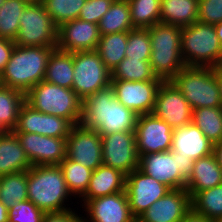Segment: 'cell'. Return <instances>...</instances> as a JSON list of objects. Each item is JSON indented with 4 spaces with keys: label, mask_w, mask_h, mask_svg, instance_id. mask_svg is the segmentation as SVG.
I'll return each mask as SVG.
<instances>
[{
    "label": "cell",
    "mask_w": 222,
    "mask_h": 222,
    "mask_svg": "<svg viewBox=\"0 0 222 222\" xmlns=\"http://www.w3.org/2000/svg\"><path fill=\"white\" fill-rule=\"evenodd\" d=\"M136 115L116 98L111 85L87 96L82 101L80 124L100 135L135 131Z\"/></svg>",
    "instance_id": "6da1fadb"
},
{
    "label": "cell",
    "mask_w": 222,
    "mask_h": 222,
    "mask_svg": "<svg viewBox=\"0 0 222 222\" xmlns=\"http://www.w3.org/2000/svg\"><path fill=\"white\" fill-rule=\"evenodd\" d=\"M55 48L15 45L0 75V84L26 94L44 80L49 56Z\"/></svg>",
    "instance_id": "7a4b0ae2"
},
{
    "label": "cell",
    "mask_w": 222,
    "mask_h": 222,
    "mask_svg": "<svg viewBox=\"0 0 222 222\" xmlns=\"http://www.w3.org/2000/svg\"><path fill=\"white\" fill-rule=\"evenodd\" d=\"M27 192L28 200L45 213L71 209L65 205L72 195L59 165L32 166L28 169Z\"/></svg>",
    "instance_id": "3957f363"
},
{
    "label": "cell",
    "mask_w": 222,
    "mask_h": 222,
    "mask_svg": "<svg viewBox=\"0 0 222 222\" xmlns=\"http://www.w3.org/2000/svg\"><path fill=\"white\" fill-rule=\"evenodd\" d=\"M181 30L179 26L161 22L148 28L149 62L154 75L162 81H171L186 66L181 56Z\"/></svg>",
    "instance_id": "277c9868"
},
{
    "label": "cell",
    "mask_w": 222,
    "mask_h": 222,
    "mask_svg": "<svg viewBox=\"0 0 222 222\" xmlns=\"http://www.w3.org/2000/svg\"><path fill=\"white\" fill-rule=\"evenodd\" d=\"M25 101L39 112L68 119L80 124L82 100L72 90L40 81L25 94Z\"/></svg>",
    "instance_id": "5b68a950"
},
{
    "label": "cell",
    "mask_w": 222,
    "mask_h": 222,
    "mask_svg": "<svg viewBox=\"0 0 222 222\" xmlns=\"http://www.w3.org/2000/svg\"><path fill=\"white\" fill-rule=\"evenodd\" d=\"M194 109L222 107L214 67L185 66L171 80Z\"/></svg>",
    "instance_id": "8992f818"
},
{
    "label": "cell",
    "mask_w": 222,
    "mask_h": 222,
    "mask_svg": "<svg viewBox=\"0 0 222 222\" xmlns=\"http://www.w3.org/2000/svg\"><path fill=\"white\" fill-rule=\"evenodd\" d=\"M221 49L214 25L196 21L182 27L181 56L186 66L215 67Z\"/></svg>",
    "instance_id": "52a82bcc"
},
{
    "label": "cell",
    "mask_w": 222,
    "mask_h": 222,
    "mask_svg": "<svg viewBox=\"0 0 222 222\" xmlns=\"http://www.w3.org/2000/svg\"><path fill=\"white\" fill-rule=\"evenodd\" d=\"M194 160L178 152L162 151L139 155L138 169L173 189H185L192 174Z\"/></svg>",
    "instance_id": "ba28073f"
},
{
    "label": "cell",
    "mask_w": 222,
    "mask_h": 222,
    "mask_svg": "<svg viewBox=\"0 0 222 222\" xmlns=\"http://www.w3.org/2000/svg\"><path fill=\"white\" fill-rule=\"evenodd\" d=\"M18 46L56 47L57 30L42 2L29 3L19 17Z\"/></svg>",
    "instance_id": "9c48e42d"
},
{
    "label": "cell",
    "mask_w": 222,
    "mask_h": 222,
    "mask_svg": "<svg viewBox=\"0 0 222 222\" xmlns=\"http://www.w3.org/2000/svg\"><path fill=\"white\" fill-rule=\"evenodd\" d=\"M73 63L72 90L82 101L111 85V71L95 50L73 52Z\"/></svg>",
    "instance_id": "30bf717a"
},
{
    "label": "cell",
    "mask_w": 222,
    "mask_h": 222,
    "mask_svg": "<svg viewBox=\"0 0 222 222\" xmlns=\"http://www.w3.org/2000/svg\"><path fill=\"white\" fill-rule=\"evenodd\" d=\"M102 162L128 175L139 167L135 131L101 135Z\"/></svg>",
    "instance_id": "8fae6325"
},
{
    "label": "cell",
    "mask_w": 222,
    "mask_h": 222,
    "mask_svg": "<svg viewBox=\"0 0 222 222\" xmlns=\"http://www.w3.org/2000/svg\"><path fill=\"white\" fill-rule=\"evenodd\" d=\"M152 114L173 129L192 122V108L172 81H162L160 84Z\"/></svg>",
    "instance_id": "7c38bea8"
},
{
    "label": "cell",
    "mask_w": 222,
    "mask_h": 222,
    "mask_svg": "<svg viewBox=\"0 0 222 222\" xmlns=\"http://www.w3.org/2000/svg\"><path fill=\"white\" fill-rule=\"evenodd\" d=\"M66 157L91 170L102 162L101 135L82 124L73 125L66 138Z\"/></svg>",
    "instance_id": "4fadbf2b"
},
{
    "label": "cell",
    "mask_w": 222,
    "mask_h": 222,
    "mask_svg": "<svg viewBox=\"0 0 222 222\" xmlns=\"http://www.w3.org/2000/svg\"><path fill=\"white\" fill-rule=\"evenodd\" d=\"M170 190L168 186L144 174L138 168L126 175L125 191L134 218H138Z\"/></svg>",
    "instance_id": "5bb4252c"
},
{
    "label": "cell",
    "mask_w": 222,
    "mask_h": 222,
    "mask_svg": "<svg viewBox=\"0 0 222 222\" xmlns=\"http://www.w3.org/2000/svg\"><path fill=\"white\" fill-rule=\"evenodd\" d=\"M162 80H111L115 98L136 115L152 114L156 93Z\"/></svg>",
    "instance_id": "9a60e30c"
},
{
    "label": "cell",
    "mask_w": 222,
    "mask_h": 222,
    "mask_svg": "<svg viewBox=\"0 0 222 222\" xmlns=\"http://www.w3.org/2000/svg\"><path fill=\"white\" fill-rule=\"evenodd\" d=\"M135 135L138 155L171 150L173 128L153 114L137 117Z\"/></svg>",
    "instance_id": "2e32d148"
},
{
    "label": "cell",
    "mask_w": 222,
    "mask_h": 222,
    "mask_svg": "<svg viewBox=\"0 0 222 222\" xmlns=\"http://www.w3.org/2000/svg\"><path fill=\"white\" fill-rule=\"evenodd\" d=\"M72 126L68 119L39 112L25 101L20 108L17 125L12 132L67 138Z\"/></svg>",
    "instance_id": "e0dca14e"
},
{
    "label": "cell",
    "mask_w": 222,
    "mask_h": 222,
    "mask_svg": "<svg viewBox=\"0 0 222 222\" xmlns=\"http://www.w3.org/2000/svg\"><path fill=\"white\" fill-rule=\"evenodd\" d=\"M82 206L87 216L81 214V222H131L134 219L125 190L90 199Z\"/></svg>",
    "instance_id": "ac0fdd59"
},
{
    "label": "cell",
    "mask_w": 222,
    "mask_h": 222,
    "mask_svg": "<svg viewBox=\"0 0 222 222\" xmlns=\"http://www.w3.org/2000/svg\"><path fill=\"white\" fill-rule=\"evenodd\" d=\"M100 37L98 24L75 19L58 27L56 48L71 53L92 51L96 49Z\"/></svg>",
    "instance_id": "d6986e66"
},
{
    "label": "cell",
    "mask_w": 222,
    "mask_h": 222,
    "mask_svg": "<svg viewBox=\"0 0 222 222\" xmlns=\"http://www.w3.org/2000/svg\"><path fill=\"white\" fill-rule=\"evenodd\" d=\"M191 210V197L186 189L170 190L138 218L142 222H180Z\"/></svg>",
    "instance_id": "ffe728a7"
},
{
    "label": "cell",
    "mask_w": 222,
    "mask_h": 222,
    "mask_svg": "<svg viewBox=\"0 0 222 222\" xmlns=\"http://www.w3.org/2000/svg\"><path fill=\"white\" fill-rule=\"evenodd\" d=\"M171 151L194 161L213 153V143L192 122L173 129Z\"/></svg>",
    "instance_id": "44dd1931"
},
{
    "label": "cell",
    "mask_w": 222,
    "mask_h": 222,
    "mask_svg": "<svg viewBox=\"0 0 222 222\" xmlns=\"http://www.w3.org/2000/svg\"><path fill=\"white\" fill-rule=\"evenodd\" d=\"M126 174L122 171L100 165L93 170L86 193L81 197L83 204L90 199L111 195L125 190Z\"/></svg>",
    "instance_id": "7402d4cb"
},
{
    "label": "cell",
    "mask_w": 222,
    "mask_h": 222,
    "mask_svg": "<svg viewBox=\"0 0 222 222\" xmlns=\"http://www.w3.org/2000/svg\"><path fill=\"white\" fill-rule=\"evenodd\" d=\"M222 184V169L212 153L194 161L192 174L186 181L185 189L192 198L199 191H204Z\"/></svg>",
    "instance_id": "603a6c76"
},
{
    "label": "cell",
    "mask_w": 222,
    "mask_h": 222,
    "mask_svg": "<svg viewBox=\"0 0 222 222\" xmlns=\"http://www.w3.org/2000/svg\"><path fill=\"white\" fill-rule=\"evenodd\" d=\"M31 167L24 149L12 131L0 137V176L26 171Z\"/></svg>",
    "instance_id": "cb8c5ba5"
},
{
    "label": "cell",
    "mask_w": 222,
    "mask_h": 222,
    "mask_svg": "<svg viewBox=\"0 0 222 222\" xmlns=\"http://www.w3.org/2000/svg\"><path fill=\"white\" fill-rule=\"evenodd\" d=\"M199 0H161L160 22L179 27L198 21Z\"/></svg>",
    "instance_id": "d4e9b609"
},
{
    "label": "cell",
    "mask_w": 222,
    "mask_h": 222,
    "mask_svg": "<svg viewBox=\"0 0 222 222\" xmlns=\"http://www.w3.org/2000/svg\"><path fill=\"white\" fill-rule=\"evenodd\" d=\"M73 53L55 48L49 56L44 81L72 89Z\"/></svg>",
    "instance_id": "484cf974"
},
{
    "label": "cell",
    "mask_w": 222,
    "mask_h": 222,
    "mask_svg": "<svg viewBox=\"0 0 222 222\" xmlns=\"http://www.w3.org/2000/svg\"><path fill=\"white\" fill-rule=\"evenodd\" d=\"M100 35L129 32L134 29L127 0H114L98 23Z\"/></svg>",
    "instance_id": "4316f807"
},
{
    "label": "cell",
    "mask_w": 222,
    "mask_h": 222,
    "mask_svg": "<svg viewBox=\"0 0 222 222\" xmlns=\"http://www.w3.org/2000/svg\"><path fill=\"white\" fill-rule=\"evenodd\" d=\"M127 41L128 32L101 35L95 51L111 72L126 57Z\"/></svg>",
    "instance_id": "83f0119b"
},
{
    "label": "cell",
    "mask_w": 222,
    "mask_h": 222,
    "mask_svg": "<svg viewBox=\"0 0 222 222\" xmlns=\"http://www.w3.org/2000/svg\"><path fill=\"white\" fill-rule=\"evenodd\" d=\"M28 170L0 176V201L9 209L28 200Z\"/></svg>",
    "instance_id": "f1b7e54d"
},
{
    "label": "cell",
    "mask_w": 222,
    "mask_h": 222,
    "mask_svg": "<svg viewBox=\"0 0 222 222\" xmlns=\"http://www.w3.org/2000/svg\"><path fill=\"white\" fill-rule=\"evenodd\" d=\"M192 123L213 144L222 140V107H203L192 110Z\"/></svg>",
    "instance_id": "f546056e"
},
{
    "label": "cell",
    "mask_w": 222,
    "mask_h": 222,
    "mask_svg": "<svg viewBox=\"0 0 222 222\" xmlns=\"http://www.w3.org/2000/svg\"><path fill=\"white\" fill-rule=\"evenodd\" d=\"M24 102L25 94L22 91L0 84V123L7 131L15 129Z\"/></svg>",
    "instance_id": "4dcf8cb0"
},
{
    "label": "cell",
    "mask_w": 222,
    "mask_h": 222,
    "mask_svg": "<svg viewBox=\"0 0 222 222\" xmlns=\"http://www.w3.org/2000/svg\"><path fill=\"white\" fill-rule=\"evenodd\" d=\"M72 196L81 198L87 191L93 170L65 157L59 164Z\"/></svg>",
    "instance_id": "1f68e13d"
},
{
    "label": "cell",
    "mask_w": 222,
    "mask_h": 222,
    "mask_svg": "<svg viewBox=\"0 0 222 222\" xmlns=\"http://www.w3.org/2000/svg\"><path fill=\"white\" fill-rule=\"evenodd\" d=\"M191 209L211 222L222 217V184L196 193L191 198Z\"/></svg>",
    "instance_id": "d6a6232c"
},
{
    "label": "cell",
    "mask_w": 222,
    "mask_h": 222,
    "mask_svg": "<svg viewBox=\"0 0 222 222\" xmlns=\"http://www.w3.org/2000/svg\"><path fill=\"white\" fill-rule=\"evenodd\" d=\"M150 60L124 58L111 72V80L150 81L157 78L151 68Z\"/></svg>",
    "instance_id": "836d02e7"
},
{
    "label": "cell",
    "mask_w": 222,
    "mask_h": 222,
    "mask_svg": "<svg viewBox=\"0 0 222 222\" xmlns=\"http://www.w3.org/2000/svg\"><path fill=\"white\" fill-rule=\"evenodd\" d=\"M28 4L26 0H5L0 7V38L15 40L20 28L19 17Z\"/></svg>",
    "instance_id": "e575fe53"
},
{
    "label": "cell",
    "mask_w": 222,
    "mask_h": 222,
    "mask_svg": "<svg viewBox=\"0 0 222 222\" xmlns=\"http://www.w3.org/2000/svg\"><path fill=\"white\" fill-rule=\"evenodd\" d=\"M134 28L148 29L160 23L161 0H127Z\"/></svg>",
    "instance_id": "d590c367"
},
{
    "label": "cell",
    "mask_w": 222,
    "mask_h": 222,
    "mask_svg": "<svg viewBox=\"0 0 222 222\" xmlns=\"http://www.w3.org/2000/svg\"><path fill=\"white\" fill-rule=\"evenodd\" d=\"M85 2L86 0H42L45 10L57 27L62 23L78 19Z\"/></svg>",
    "instance_id": "8d00e7d4"
},
{
    "label": "cell",
    "mask_w": 222,
    "mask_h": 222,
    "mask_svg": "<svg viewBox=\"0 0 222 222\" xmlns=\"http://www.w3.org/2000/svg\"><path fill=\"white\" fill-rule=\"evenodd\" d=\"M126 58L150 60L151 41L148 29L134 28L128 32Z\"/></svg>",
    "instance_id": "74e56055"
},
{
    "label": "cell",
    "mask_w": 222,
    "mask_h": 222,
    "mask_svg": "<svg viewBox=\"0 0 222 222\" xmlns=\"http://www.w3.org/2000/svg\"><path fill=\"white\" fill-rule=\"evenodd\" d=\"M66 157V138L42 135L41 166L59 165Z\"/></svg>",
    "instance_id": "f35d334b"
},
{
    "label": "cell",
    "mask_w": 222,
    "mask_h": 222,
    "mask_svg": "<svg viewBox=\"0 0 222 222\" xmlns=\"http://www.w3.org/2000/svg\"><path fill=\"white\" fill-rule=\"evenodd\" d=\"M44 215L30 200L20 201L8 209L9 222H42Z\"/></svg>",
    "instance_id": "ab89813d"
},
{
    "label": "cell",
    "mask_w": 222,
    "mask_h": 222,
    "mask_svg": "<svg viewBox=\"0 0 222 222\" xmlns=\"http://www.w3.org/2000/svg\"><path fill=\"white\" fill-rule=\"evenodd\" d=\"M32 166H41L42 135L35 133H14Z\"/></svg>",
    "instance_id": "60d3db41"
},
{
    "label": "cell",
    "mask_w": 222,
    "mask_h": 222,
    "mask_svg": "<svg viewBox=\"0 0 222 222\" xmlns=\"http://www.w3.org/2000/svg\"><path fill=\"white\" fill-rule=\"evenodd\" d=\"M114 0H86L78 19L98 24Z\"/></svg>",
    "instance_id": "b9f144b4"
},
{
    "label": "cell",
    "mask_w": 222,
    "mask_h": 222,
    "mask_svg": "<svg viewBox=\"0 0 222 222\" xmlns=\"http://www.w3.org/2000/svg\"><path fill=\"white\" fill-rule=\"evenodd\" d=\"M198 21L215 25L222 21V0H199Z\"/></svg>",
    "instance_id": "7bdbcfd3"
},
{
    "label": "cell",
    "mask_w": 222,
    "mask_h": 222,
    "mask_svg": "<svg viewBox=\"0 0 222 222\" xmlns=\"http://www.w3.org/2000/svg\"><path fill=\"white\" fill-rule=\"evenodd\" d=\"M80 215L74 209H67L59 212H47L42 222H78Z\"/></svg>",
    "instance_id": "ee69618b"
},
{
    "label": "cell",
    "mask_w": 222,
    "mask_h": 222,
    "mask_svg": "<svg viewBox=\"0 0 222 222\" xmlns=\"http://www.w3.org/2000/svg\"><path fill=\"white\" fill-rule=\"evenodd\" d=\"M15 45L14 41L0 38V75L11 58Z\"/></svg>",
    "instance_id": "f6af8a7d"
},
{
    "label": "cell",
    "mask_w": 222,
    "mask_h": 222,
    "mask_svg": "<svg viewBox=\"0 0 222 222\" xmlns=\"http://www.w3.org/2000/svg\"><path fill=\"white\" fill-rule=\"evenodd\" d=\"M180 222H211V221H209L203 215H200L191 209Z\"/></svg>",
    "instance_id": "bcb514c9"
},
{
    "label": "cell",
    "mask_w": 222,
    "mask_h": 222,
    "mask_svg": "<svg viewBox=\"0 0 222 222\" xmlns=\"http://www.w3.org/2000/svg\"><path fill=\"white\" fill-rule=\"evenodd\" d=\"M213 154L215 155L217 163L222 169V140L213 144Z\"/></svg>",
    "instance_id": "7dc6e473"
},
{
    "label": "cell",
    "mask_w": 222,
    "mask_h": 222,
    "mask_svg": "<svg viewBox=\"0 0 222 222\" xmlns=\"http://www.w3.org/2000/svg\"><path fill=\"white\" fill-rule=\"evenodd\" d=\"M0 222H9L8 208L0 201Z\"/></svg>",
    "instance_id": "c3c4849f"
},
{
    "label": "cell",
    "mask_w": 222,
    "mask_h": 222,
    "mask_svg": "<svg viewBox=\"0 0 222 222\" xmlns=\"http://www.w3.org/2000/svg\"><path fill=\"white\" fill-rule=\"evenodd\" d=\"M217 37L220 44L222 45V21L214 25Z\"/></svg>",
    "instance_id": "681fc988"
},
{
    "label": "cell",
    "mask_w": 222,
    "mask_h": 222,
    "mask_svg": "<svg viewBox=\"0 0 222 222\" xmlns=\"http://www.w3.org/2000/svg\"><path fill=\"white\" fill-rule=\"evenodd\" d=\"M216 78H217V84L220 91V97L222 100V71L221 70H216Z\"/></svg>",
    "instance_id": "f907efd6"
},
{
    "label": "cell",
    "mask_w": 222,
    "mask_h": 222,
    "mask_svg": "<svg viewBox=\"0 0 222 222\" xmlns=\"http://www.w3.org/2000/svg\"><path fill=\"white\" fill-rule=\"evenodd\" d=\"M215 70H221L222 71V49H221V54L220 57L214 67Z\"/></svg>",
    "instance_id": "816d5d0a"
},
{
    "label": "cell",
    "mask_w": 222,
    "mask_h": 222,
    "mask_svg": "<svg viewBox=\"0 0 222 222\" xmlns=\"http://www.w3.org/2000/svg\"><path fill=\"white\" fill-rule=\"evenodd\" d=\"M8 131L2 126L0 123V137H2L4 134H6Z\"/></svg>",
    "instance_id": "f5cc1de1"
},
{
    "label": "cell",
    "mask_w": 222,
    "mask_h": 222,
    "mask_svg": "<svg viewBox=\"0 0 222 222\" xmlns=\"http://www.w3.org/2000/svg\"><path fill=\"white\" fill-rule=\"evenodd\" d=\"M29 3H38V2H42V0H26Z\"/></svg>",
    "instance_id": "db71d44e"
},
{
    "label": "cell",
    "mask_w": 222,
    "mask_h": 222,
    "mask_svg": "<svg viewBox=\"0 0 222 222\" xmlns=\"http://www.w3.org/2000/svg\"><path fill=\"white\" fill-rule=\"evenodd\" d=\"M131 222H142L139 218H134Z\"/></svg>",
    "instance_id": "11a10c76"
},
{
    "label": "cell",
    "mask_w": 222,
    "mask_h": 222,
    "mask_svg": "<svg viewBox=\"0 0 222 222\" xmlns=\"http://www.w3.org/2000/svg\"><path fill=\"white\" fill-rule=\"evenodd\" d=\"M214 222H222V217L216 219Z\"/></svg>",
    "instance_id": "9f6ffc18"
},
{
    "label": "cell",
    "mask_w": 222,
    "mask_h": 222,
    "mask_svg": "<svg viewBox=\"0 0 222 222\" xmlns=\"http://www.w3.org/2000/svg\"><path fill=\"white\" fill-rule=\"evenodd\" d=\"M5 0H0V7L4 4Z\"/></svg>",
    "instance_id": "6f0895ef"
}]
</instances>
